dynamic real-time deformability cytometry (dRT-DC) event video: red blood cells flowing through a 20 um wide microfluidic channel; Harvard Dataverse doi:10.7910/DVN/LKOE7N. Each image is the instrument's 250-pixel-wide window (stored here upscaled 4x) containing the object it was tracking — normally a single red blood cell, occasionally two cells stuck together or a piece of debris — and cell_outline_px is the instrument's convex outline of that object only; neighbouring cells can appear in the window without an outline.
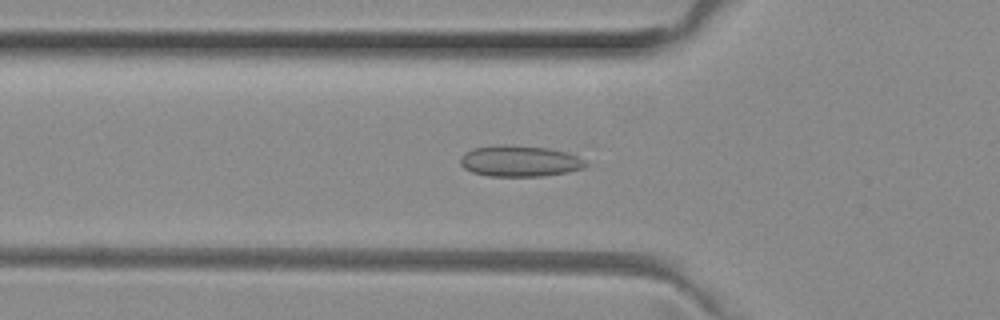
{"species": "common noctule bat (a hibernating species)", "species_latin": "Nyctalus noctula", "temperature_condition": "room temperature", "stored_images_in_passage": 51, "camera_frame_rate_fps": 3000, "um_per_image_px": 0.085, "animal": {"sex": "female", "body_mass_g": 29.2, "forearm_length_mm": 56.3}, "frame": {"image": 1, "passage_image": 17, "time_ms": 5.333, "image_size_px": [1000, 320], "cell_outline_px": [[588, 164], [584, 168], [568, 172], [544, 176], [488, 176], [472, 172], [464, 168], [460, 164], [460, 156], [464, 152], [472, 148], [500, 144], [508, 144], [548, 148], [568, 152], [584, 160]], "centroid_in_image_um": [44.15, 13.68], "position_along_channel_um": 81.7, "area_um2": 23.0}}
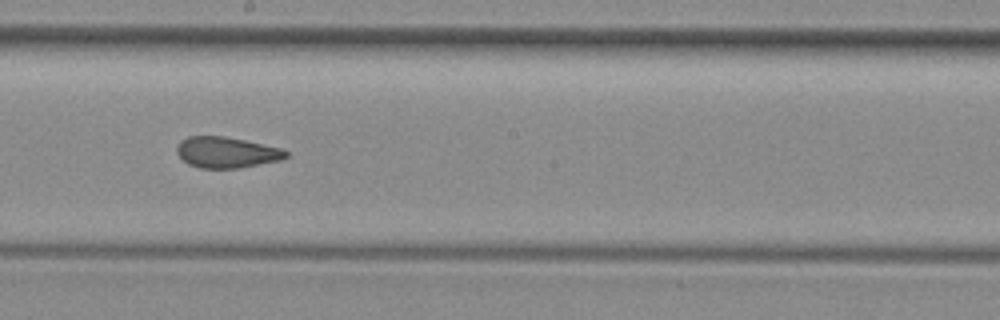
{"frame": {"image": 2, "passage_image": 28, "time_ms": 9.0, "image_size_px": [1000, 320], "cell_outline_px": [[288, 156], [280, 160], [236, 168], [200, 168], [188, 164], [176, 152], [176, 148], [180, 140], [188, 136], [224, 136], [244, 140], [280, 148], [288, 152]], "centroid_in_image_um": [19.22, 12.94], "position_along_channel_um": 229.0, "area_um2": 19.48}}
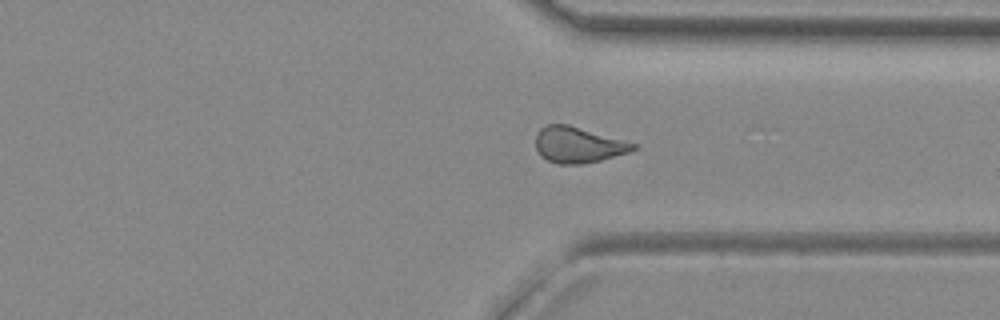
{"frame": {"image": 3, "passage_image": 38, "time_ms": 12.333, "image_size_px": [1000, 320], "cell_outline_px": [[636, 148], [628, 152], [600, 160], [584, 164], [556, 164], [540, 156], [536, 148], [536, 132], [540, 128], [548, 124], [568, 124], [636, 144]], "centroid_in_image_um": [49.08, 12.31], "position_along_channel_um": 362.3, "area_um2": 20.23}, "authors_computed_cell_mechanics": {"area_um2": 20.6924, "velocity_mm_per_s": 3.999, "shape_relaxation_time_tau1_ms": null, "shape_relaxation_time_tau2_ms": 1.8451, "deformation_change_tau1": null, "deformation_change_tau2": 0.0863}}